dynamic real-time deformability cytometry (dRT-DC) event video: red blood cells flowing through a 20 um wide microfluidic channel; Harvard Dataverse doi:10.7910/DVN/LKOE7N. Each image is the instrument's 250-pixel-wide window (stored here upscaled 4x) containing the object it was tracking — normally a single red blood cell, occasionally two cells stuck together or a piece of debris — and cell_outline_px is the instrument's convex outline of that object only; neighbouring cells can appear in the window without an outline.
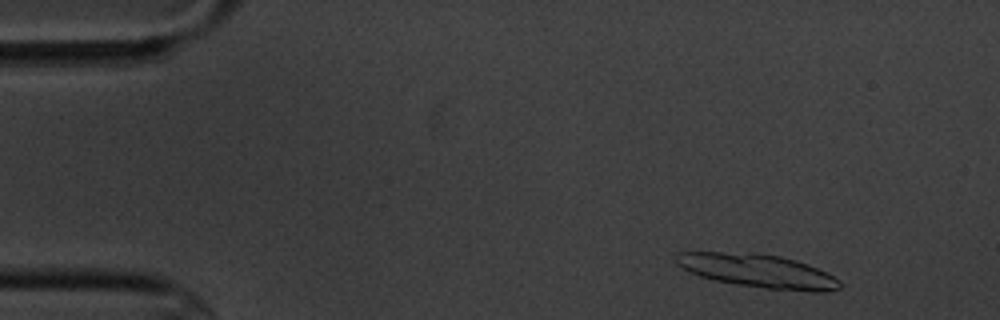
{"species": "common noctule bat (a hibernating species)", "species_latin": "Nyctalus noctula", "temperature_condition": "cold", "stored_images_in_passage": 5, "camera_frame_rate_fps": 3000, "um_per_image_px": 0.085, "animal": {"sex": "male", "body_mass_g": 20.1, "forearm_length_mm": 53.5}, "frame": {"image": 1, "passage_image": 2, "time_ms": 1.0, "image_size_px": [1000, 320], "cell_outline_px": [[840, 288], [828, 292], [812, 292], [768, 288], [736, 284], [716, 280], [700, 276], [688, 272], [676, 264], [676, 252], [756, 252], [780, 256], [796, 260], [808, 264], [840, 280]], "centroid_in_image_um": [64.4, 23.01], "position_along_channel_um": 20.6, "area_um2": 31.96}}